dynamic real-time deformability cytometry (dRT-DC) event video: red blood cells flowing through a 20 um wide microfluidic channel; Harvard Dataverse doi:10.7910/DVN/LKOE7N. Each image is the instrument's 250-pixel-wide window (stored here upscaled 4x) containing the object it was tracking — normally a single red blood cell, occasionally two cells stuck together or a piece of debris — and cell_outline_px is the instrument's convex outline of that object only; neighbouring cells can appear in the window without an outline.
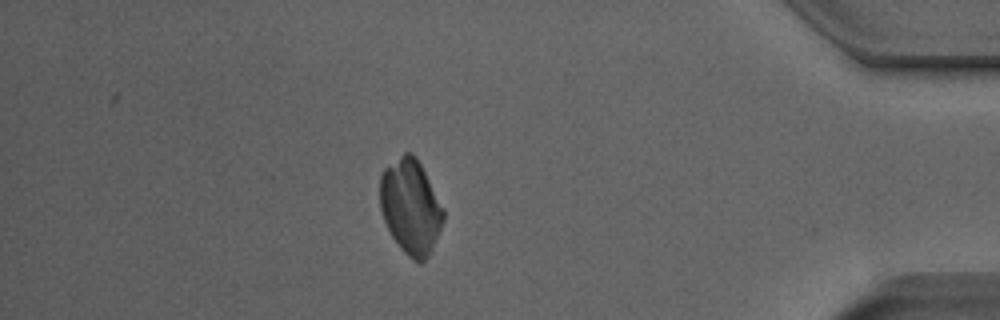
{"species": "Egyptian fruit bat (a non-hibernating species)", "species_latin": "Rousettus aegyptiacus", "temperature_condition": "room temperature", "stored_images_in_passage": 38, "camera_frame_rate_fps": 3000, "um_per_image_px": 0.085, "animal": {"sex": "male"}, "frame": {"image": 1, "passage_image": 31, "time_ms": 10.0, "image_size_px": [1000, 320], "cell_outline_px": [[444, 220], [432, 248], [428, 256], [420, 264], [412, 260], [400, 248], [392, 236], [384, 220], [380, 208], [380, 176], [384, 168], [404, 152], [412, 152], [416, 156], [444, 208]], "centroid_in_image_um": [34.9, 17.56], "position_along_channel_um": 400.3, "area_um2": 34.97}}